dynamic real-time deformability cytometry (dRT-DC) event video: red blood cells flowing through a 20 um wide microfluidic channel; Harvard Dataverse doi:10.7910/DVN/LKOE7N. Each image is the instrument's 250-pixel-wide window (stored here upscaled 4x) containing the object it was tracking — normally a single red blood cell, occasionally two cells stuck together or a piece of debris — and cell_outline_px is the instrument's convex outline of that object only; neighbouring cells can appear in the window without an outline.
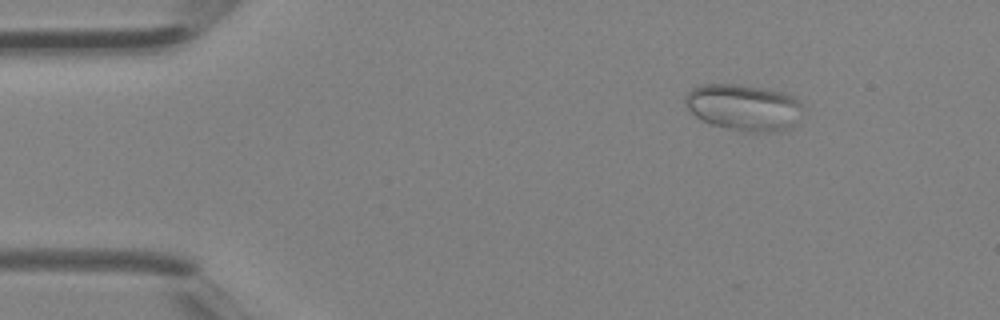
{"species": "Egyptian fruit bat (a non-hibernating species)", "species_latin": "Rousettus aegyptiacus", "temperature_condition": "room temperature", "stored_images_in_passage": 3, "camera_frame_rate_fps": 3000, "um_per_image_px": 0.085, "animal": {"sex": "female"}, "frame": {"image": 1, "passage_image": 1, "time_ms": 0.0, "image_size_px": [1000, 320], "cell_outline_px": [[800, 104], [796, 124], [792, 128], [780, 132], [748, 132], [712, 124], [700, 120], [684, 104], [684, 96], [692, 88], [700, 84], [732, 84], [760, 88], [780, 92], [792, 96], [800, 100]], "centroid_in_image_um": [63.18, 9.14], "position_along_channel_um": 21.8, "area_um2": 31.62}}